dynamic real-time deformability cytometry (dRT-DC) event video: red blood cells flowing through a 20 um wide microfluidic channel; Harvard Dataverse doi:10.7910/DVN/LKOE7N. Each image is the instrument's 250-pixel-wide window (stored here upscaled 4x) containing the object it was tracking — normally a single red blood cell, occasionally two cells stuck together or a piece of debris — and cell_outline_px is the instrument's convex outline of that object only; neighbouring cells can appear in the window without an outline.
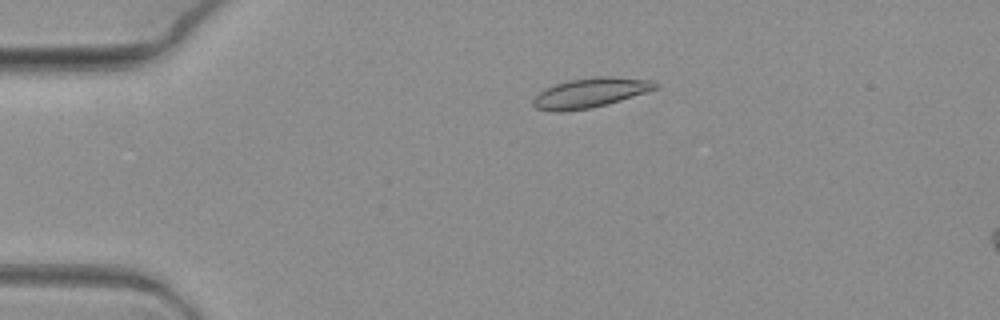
{"species": "common noctule bat (a hibernating species)", "species_latin": "Nyctalus noctula", "temperature_condition": "warm", "stored_images_in_passage": 7, "camera_frame_rate_fps": 3000, "um_per_image_px": 0.085, "animal": {"sex": "female", "body_mass_g": 19.3, "forearm_length_mm": 54.1}, "frame": {"image": 1, "passage_image": 5, "time_ms": 1.333, "image_size_px": [1000, 320], "cell_outline_px": [[660, 84], [656, 88], [608, 104], [588, 108], [560, 112], [556, 112], [536, 108], [532, 104], [532, 100], [544, 88], [552, 84], [568, 80], [592, 76], [612, 76], [656, 80]], "centroid_in_image_um": [50.16, 7.86], "position_along_channel_um": 34.8, "area_um2": 21.27}}